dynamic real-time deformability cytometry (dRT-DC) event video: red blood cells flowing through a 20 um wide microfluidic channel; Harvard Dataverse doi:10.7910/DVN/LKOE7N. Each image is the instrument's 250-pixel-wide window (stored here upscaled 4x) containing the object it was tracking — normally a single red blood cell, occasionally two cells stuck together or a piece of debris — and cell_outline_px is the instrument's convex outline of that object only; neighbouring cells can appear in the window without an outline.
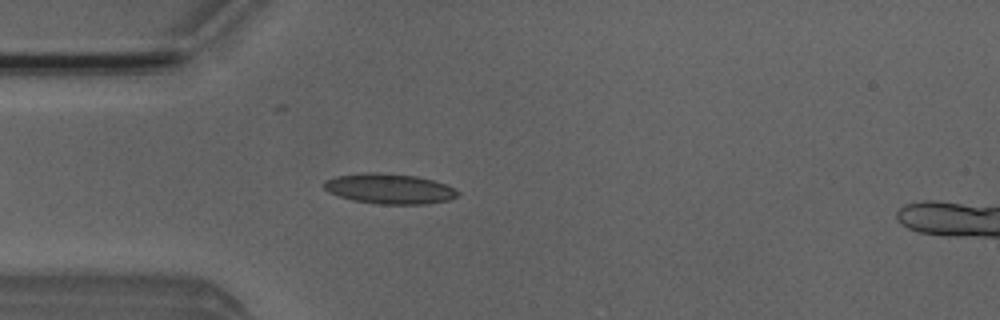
{"species": "Egyptian fruit bat (a non-hibernating species)", "species_latin": "Rousettus aegyptiacus", "temperature_condition": "room temperature", "stored_images_in_passage": 4, "camera_frame_rate_fps": 3000, "um_per_image_px": 0.085, "animal": {"sex": "male"}, "frame": {"image": 1, "passage_image": 4, "time_ms": 3.667, "image_size_px": [1000, 320], "cell_outline_px": [[460, 196], [448, 200], [424, 204], [376, 204], [352, 200], [328, 192], [324, 188], [324, 180], [336, 176], [360, 172], [380, 172], [416, 176], [432, 180], [444, 184], [460, 192]], "centroid_in_image_um": [33.07, 16.04], "position_along_channel_um": 51.9, "area_um2": 23.64}}